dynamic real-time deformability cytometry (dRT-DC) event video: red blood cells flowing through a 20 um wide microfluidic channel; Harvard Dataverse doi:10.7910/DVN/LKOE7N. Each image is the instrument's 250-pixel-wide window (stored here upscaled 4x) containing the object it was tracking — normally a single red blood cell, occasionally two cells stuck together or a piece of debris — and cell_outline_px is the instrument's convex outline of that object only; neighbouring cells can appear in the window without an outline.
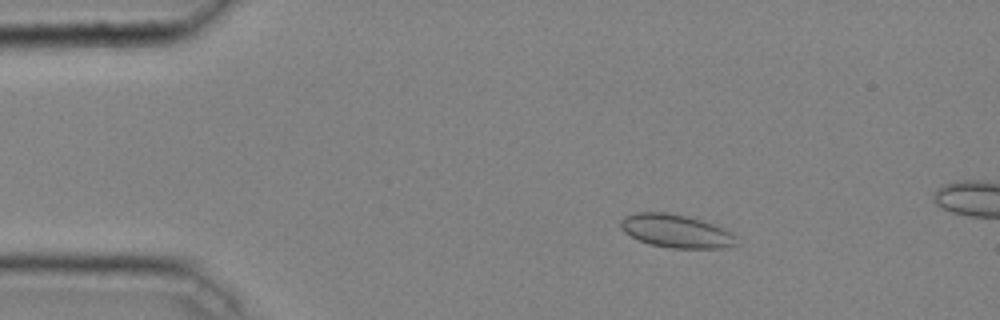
{"species": "common noctule bat (a hibernating species)", "species_latin": "Nyctalus noctula", "temperature_condition": "cold", "stored_images_in_passage": 14, "camera_frame_rate_fps": 3000, "um_per_image_px": 0.085, "animal": {"sex": "male", "body_mass_g": 20.4}, "frame": {"image": 1, "passage_image": 8, "time_ms": 2.333, "image_size_px": [1000, 320], "cell_outline_px": [[740, 244], [728, 248], [668, 248], [648, 244], [624, 232], [620, 228], [620, 220], [624, 216], [636, 212], [668, 212], [688, 216], [724, 228], [732, 232], [736, 236]], "centroid_in_image_um": [57.5, 19.65], "position_along_channel_um": 27.5, "area_um2": 22.77}}